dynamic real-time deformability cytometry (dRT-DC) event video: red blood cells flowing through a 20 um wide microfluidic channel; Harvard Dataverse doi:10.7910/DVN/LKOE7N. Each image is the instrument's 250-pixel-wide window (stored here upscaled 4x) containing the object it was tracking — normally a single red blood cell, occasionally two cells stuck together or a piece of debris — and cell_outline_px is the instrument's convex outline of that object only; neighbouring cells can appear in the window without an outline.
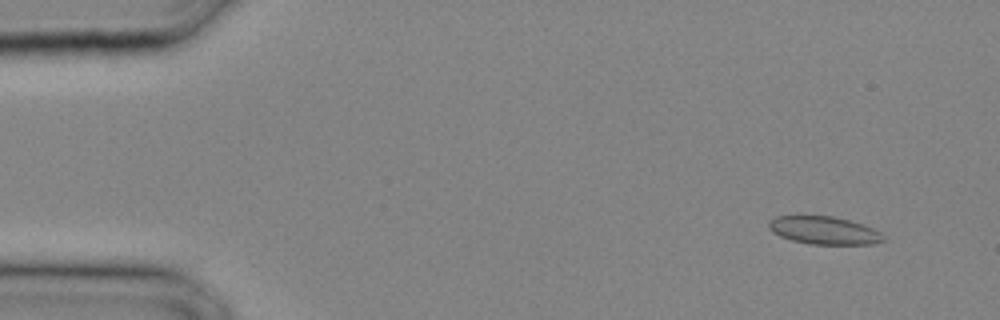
{"species": "common noctule bat (a hibernating species)", "species_latin": "Nyctalus noctula", "temperature_condition": "cold", "stored_images_in_passage": 30, "camera_frame_rate_fps": 3000, "um_per_image_px": 0.085, "animal": {"sex": "male", "body_mass_g": 20.4}, "frame": {"image": 1, "passage_image": 3, "time_ms": 0.667, "image_size_px": [1000, 320], "cell_outline_px": [[884, 240], [872, 244], [808, 244], [792, 240], [780, 236], [772, 232], [768, 228], [768, 224], [776, 216], [796, 212], [832, 216], [848, 220], [872, 228], [880, 232], [884, 236]], "centroid_in_image_um": [69.94, 19.53], "position_along_channel_um": 15.1, "area_um2": 19.19}}
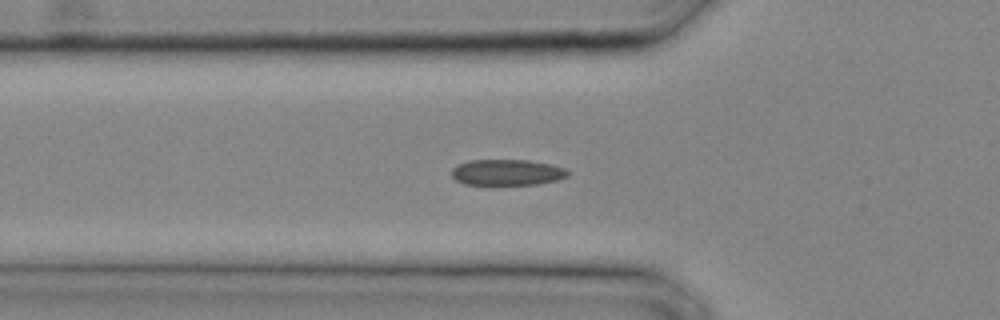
{"frame": {"image": 2, "passage_image": 11, "time_ms": 3.333, "image_size_px": [1000, 320], "cell_outline_px": [[572, 172], [568, 176], [556, 180], [536, 184], [464, 184], [456, 180], [452, 176], [452, 168], [456, 164], [468, 160], [528, 160], [552, 164], [564, 168]], "centroid_in_image_um": [43.1, 14.64], "position_along_channel_um": 82.7, "area_um2": 17.63}}
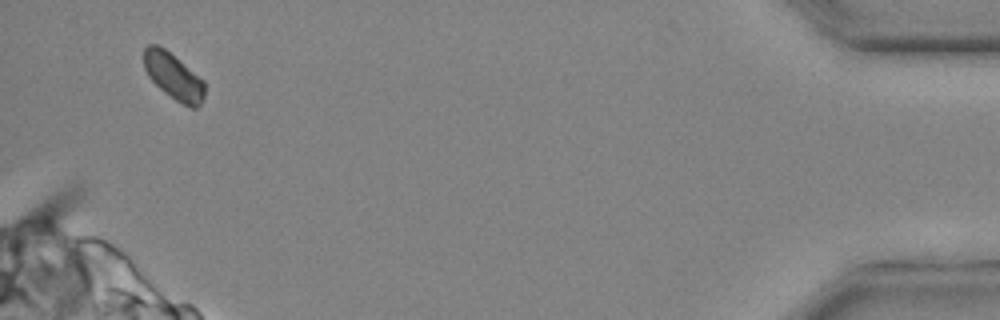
{"frame": {"image": 3, "passage_image": 30, "time_ms": 9.667, "image_size_px": [1000, 320], "cell_outline_px": [[204, 96], [200, 104], [196, 108], [192, 108], [180, 104], [164, 92], [148, 76], [144, 68], [144, 48], [148, 44], [156, 44], [164, 48], [204, 80]], "centroid_in_image_um": [14.74, 6.5], "position_along_channel_um": 420.5, "area_um2": 16.36}}